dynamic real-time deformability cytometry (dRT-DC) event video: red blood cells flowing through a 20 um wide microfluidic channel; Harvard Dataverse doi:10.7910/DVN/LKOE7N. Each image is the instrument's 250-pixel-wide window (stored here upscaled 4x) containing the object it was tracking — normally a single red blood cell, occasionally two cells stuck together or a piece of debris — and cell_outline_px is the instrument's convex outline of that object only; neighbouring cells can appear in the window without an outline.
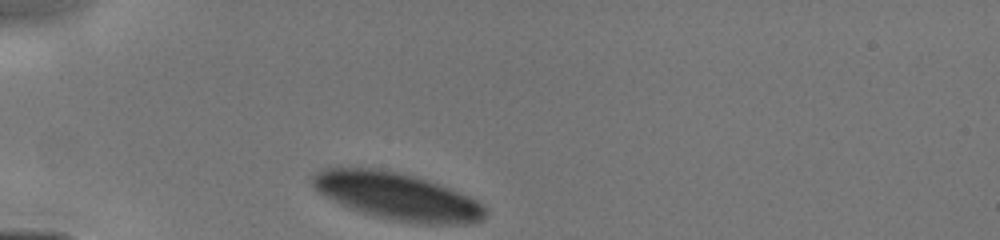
{"species": "human", "species_latin": "Homo sapiens", "temperature_condition": "cold", "stored_images_in_passage": 4, "camera_frame_rate_fps": 3000, "um_per_image_px": 0.085, "donor": {"sex": "male"}, "frame": {"image": 1, "passage_image": 1, "time_ms": 0.0, "image_size_px": [1000, 240], "cell_outline_px": [[488, 212], [480, 220], [468, 224], [420, 224], [392, 220], [372, 216], [348, 208], [324, 196], [312, 188], [312, 176], [316, 172], [324, 168], [368, 168], [396, 172], [428, 180], [468, 196], [484, 204], [488, 208]], "centroid_in_image_um": [33.75, 16.71], "position_along_channel_um": 51.3, "area_um2": 47.51}}